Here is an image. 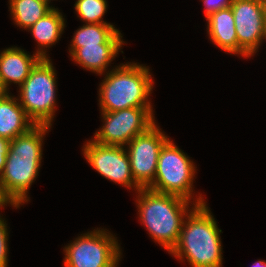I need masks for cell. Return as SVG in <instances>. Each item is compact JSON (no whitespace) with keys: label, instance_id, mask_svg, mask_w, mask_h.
I'll list each match as a JSON object with an SVG mask.
<instances>
[{"label":"cell","instance_id":"cell-1","mask_svg":"<svg viewBox=\"0 0 266 267\" xmlns=\"http://www.w3.org/2000/svg\"><path fill=\"white\" fill-rule=\"evenodd\" d=\"M48 125H34L10 141L5 168L0 178V200L16 209L27 203L29 188L39 173L44 135Z\"/></svg>","mask_w":266,"mask_h":267},{"label":"cell","instance_id":"cell-2","mask_svg":"<svg viewBox=\"0 0 266 267\" xmlns=\"http://www.w3.org/2000/svg\"><path fill=\"white\" fill-rule=\"evenodd\" d=\"M137 193L139 220L146 227L150 237L169 253L178 243L186 216L196 205L206 203L200 193L195 201L158 193L148 188H141ZM191 202L195 204L192 203L194 206L190 209L188 205L191 206Z\"/></svg>","mask_w":266,"mask_h":267},{"label":"cell","instance_id":"cell-3","mask_svg":"<svg viewBox=\"0 0 266 267\" xmlns=\"http://www.w3.org/2000/svg\"><path fill=\"white\" fill-rule=\"evenodd\" d=\"M207 204L196 205L186 216L176 246L170 252L191 267H222L220 230Z\"/></svg>","mask_w":266,"mask_h":267},{"label":"cell","instance_id":"cell-4","mask_svg":"<svg viewBox=\"0 0 266 267\" xmlns=\"http://www.w3.org/2000/svg\"><path fill=\"white\" fill-rule=\"evenodd\" d=\"M108 72L99 88L101 112L131 107L152 108L148 97L152 93L154 81L148 66L127 62Z\"/></svg>","mask_w":266,"mask_h":267},{"label":"cell","instance_id":"cell-5","mask_svg":"<svg viewBox=\"0 0 266 267\" xmlns=\"http://www.w3.org/2000/svg\"><path fill=\"white\" fill-rule=\"evenodd\" d=\"M50 58H41L19 87V103L35 125L52 126L56 111V71Z\"/></svg>","mask_w":266,"mask_h":267},{"label":"cell","instance_id":"cell-6","mask_svg":"<svg viewBox=\"0 0 266 267\" xmlns=\"http://www.w3.org/2000/svg\"><path fill=\"white\" fill-rule=\"evenodd\" d=\"M196 168L193 161L169 139L160 151L154 181L147 188L194 200L192 192Z\"/></svg>","mask_w":266,"mask_h":267},{"label":"cell","instance_id":"cell-7","mask_svg":"<svg viewBox=\"0 0 266 267\" xmlns=\"http://www.w3.org/2000/svg\"><path fill=\"white\" fill-rule=\"evenodd\" d=\"M106 230L97 228L81 234L65 246L64 267H118L120 244Z\"/></svg>","mask_w":266,"mask_h":267},{"label":"cell","instance_id":"cell-8","mask_svg":"<svg viewBox=\"0 0 266 267\" xmlns=\"http://www.w3.org/2000/svg\"><path fill=\"white\" fill-rule=\"evenodd\" d=\"M153 108H127L102 112L103 126L94 134V141L104 145H127L135 136L155 125Z\"/></svg>","mask_w":266,"mask_h":267},{"label":"cell","instance_id":"cell-9","mask_svg":"<svg viewBox=\"0 0 266 267\" xmlns=\"http://www.w3.org/2000/svg\"><path fill=\"white\" fill-rule=\"evenodd\" d=\"M238 55L252 57L265 39L266 7L262 0H234L231 5Z\"/></svg>","mask_w":266,"mask_h":267},{"label":"cell","instance_id":"cell-10","mask_svg":"<svg viewBox=\"0 0 266 267\" xmlns=\"http://www.w3.org/2000/svg\"><path fill=\"white\" fill-rule=\"evenodd\" d=\"M83 147V155L87 162L100 175L126 188L134 187L136 191L141 189L133 179L126 147L99 144L93 139L86 142Z\"/></svg>","mask_w":266,"mask_h":267},{"label":"cell","instance_id":"cell-11","mask_svg":"<svg viewBox=\"0 0 266 267\" xmlns=\"http://www.w3.org/2000/svg\"><path fill=\"white\" fill-rule=\"evenodd\" d=\"M168 140L155 124L126 145L133 179L141 188H147L154 181L160 151Z\"/></svg>","mask_w":266,"mask_h":267},{"label":"cell","instance_id":"cell-12","mask_svg":"<svg viewBox=\"0 0 266 267\" xmlns=\"http://www.w3.org/2000/svg\"><path fill=\"white\" fill-rule=\"evenodd\" d=\"M40 59L36 53L31 56L18 47H9L0 52V79L5 89L9 91L11 83L20 87Z\"/></svg>","mask_w":266,"mask_h":267},{"label":"cell","instance_id":"cell-13","mask_svg":"<svg viewBox=\"0 0 266 267\" xmlns=\"http://www.w3.org/2000/svg\"><path fill=\"white\" fill-rule=\"evenodd\" d=\"M206 20L210 41L221 50L238 55V40L231 7L211 14Z\"/></svg>","mask_w":266,"mask_h":267},{"label":"cell","instance_id":"cell-14","mask_svg":"<svg viewBox=\"0 0 266 267\" xmlns=\"http://www.w3.org/2000/svg\"><path fill=\"white\" fill-rule=\"evenodd\" d=\"M34 125L20 105L18 98L7 93L0 99V137L11 141L26 133Z\"/></svg>","mask_w":266,"mask_h":267},{"label":"cell","instance_id":"cell-15","mask_svg":"<svg viewBox=\"0 0 266 267\" xmlns=\"http://www.w3.org/2000/svg\"><path fill=\"white\" fill-rule=\"evenodd\" d=\"M124 43H103L77 48L70 56L83 69L102 75Z\"/></svg>","mask_w":266,"mask_h":267},{"label":"cell","instance_id":"cell-16","mask_svg":"<svg viewBox=\"0 0 266 267\" xmlns=\"http://www.w3.org/2000/svg\"><path fill=\"white\" fill-rule=\"evenodd\" d=\"M65 19L58 8H52L47 14L32 25L28 31L37 41V51L35 52L41 58H48L45 48H50L60 39L64 31ZM41 47V48H40Z\"/></svg>","mask_w":266,"mask_h":267},{"label":"cell","instance_id":"cell-17","mask_svg":"<svg viewBox=\"0 0 266 267\" xmlns=\"http://www.w3.org/2000/svg\"><path fill=\"white\" fill-rule=\"evenodd\" d=\"M121 32L112 24H83L76 30L70 44V55L77 49L85 46L103 43H125Z\"/></svg>","mask_w":266,"mask_h":267},{"label":"cell","instance_id":"cell-18","mask_svg":"<svg viewBox=\"0 0 266 267\" xmlns=\"http://www.w3.org/2000/svg\"><path fill=\"white\" fill-rule=\"evenodd\" d=\"M9 5L15 24L26 30L54 8L42 0H9Z\"/></svg>","mask_w":266,"mask_h":267},{"label":"cell","instance_id":"cell-19","mask_svg":"<svg viewBox=\"0 0 266 267\" xmlns=\"http://www.w3.org/2000/svg\"><path fill=\"white\" fill-rule=\"evenodd\" d=\"M74 6L85 24H111L102 18L108 7L106 0H77Z\"/></svg>","mask_w":266,"mask_h":267},{"label":"cell","instance_id":"cell-20","mask_svg":"<svg viewBox=\"0 0 266 267\" xmlns=\"http://www.w3.org/2000/svg\"><path fill=\"white\" fill-rule=\"evenodd\" d=\"M0 215V267H8V229Z\"/></svg>","mask_w":266,"mask_h":267},{"label":"cell","instance_id":"cell-21","mask_svg":"<svg viewBox=\"0 0 266 267\" xmlns=\"http://www.w3.org/2000/svg\"><path fill=\"white\" fill-rule=\"evenodd\" d=\"M234 0H202L205 6V16L208 18L211 14L221 9L231 7Z\"/></svg>","mask_w":266,"mask_h":267},{"label":"cell","instance_id":"cell-22","mask_svg":"<svg viewBox=\"0 0 266 267\" xmlns=\"http://www.w3.org/2000/svg\"><path fill=\"white\" fill-rule=\"evenodd\" d=\"M9 143L8 139L0 137V178L5 168Z\"/></svg>","mask_w":266,"mask_h":267},{"label":"cell","instance_id":"cell-23","mask_svg":"<svg viewBox=\"0 0 266 267\" xmlns=\"http://www.w3.org/2000/svg\"><path fill=\"white\" fill-rule=\"evenodd\" d=\"M7 93L9 92L5 89L0 79V99H2Z\"/></svg>","mask_w":266,"mask_h":267},{"label":"cell","instance_id":"cell-24","mask_svg":"<svg viewBox=\"0 0 266 267\" xmlns=\"http://www.w3.org/2000/svg\"><path fill=\"white\" fill-rule=\"evenodd\" d=\"M252 267H266V261L258 260V261L253 263Z\"/></svg>","mask_w":266,"mask_h":267},{"label":"cell","instance_id":"cell-25","mask_svg":"<svg viewBox=\"0 0 266 267\" xmlns=\"http://www.w3.org/2000/svg\"><path fill=\"white\" fill-rule=\"evenodd\" d=\"M44 3H46L48 6H50L49 5V3L51 2V0H42Z\"/></svg>","mask_w":266,"mask_h":267},{"label":"cell","instance_id":"cell-26","mask_svg":"<svg viewBox=\"0 0 266 267\" xmlns=\"http://www.w3.org/2000/svg\"><path fill=\"white\" fill-rule=\"evenodd\" d=\"M5 204L0 200V208H2Z\"/></svg>","mask_w":266,"mask_h":267},{"label":"cell","instance_id":"cell-27","mask_svg":"<svg viewBox=\"0 0 266 267\" xmlns=\"http://www.w3.org/2000/svg\"><path fill=\"white\" fill-rule=\"evenodd\" d=\"M262 3H263L264 6L266 7V0H262Z\"/></svg>","mask_w":266,"mask_h":267}]
</instances>
